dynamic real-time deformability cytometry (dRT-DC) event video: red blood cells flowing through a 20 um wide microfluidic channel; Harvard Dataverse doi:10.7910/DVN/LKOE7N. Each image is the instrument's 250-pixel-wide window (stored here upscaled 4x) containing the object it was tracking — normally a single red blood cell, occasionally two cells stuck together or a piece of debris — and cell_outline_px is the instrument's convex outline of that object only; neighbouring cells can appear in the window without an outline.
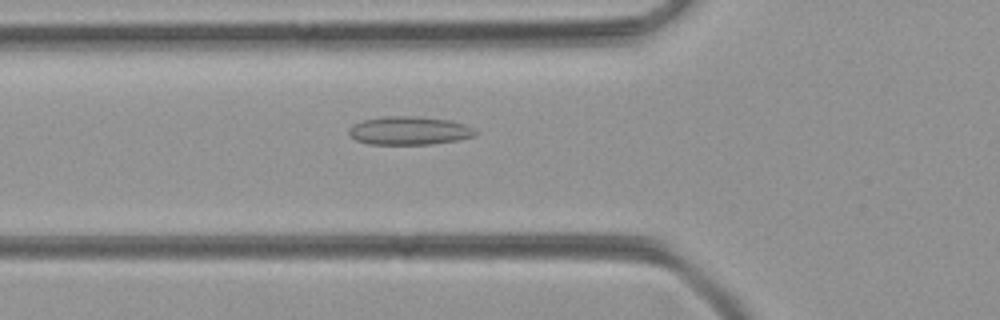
{"species": "common noctule bat (a hibernating species)", "species_latin": "Nyctalus noctula", "temperature_condition": "room temperature", "stored_images_in_passage": 48, "camera_frame_rate_fps": 3000, "um_per_image_px": 0.085, "animal": {"sex": "female", "body_mass_g": 21.9}, "frame": {"image": 1, "passage_image": 16, "time_ms": 5.0, "image_size_px": [1000, 320], "cell_outline_px": [[476, 136], [456, 140], [432, 144], [368, 144], [356, 140], [348, 136], [348, 128], [352, 124], [360, 120], [384, 116], [416, 116], [448, 120], [464, 124], [476, 128]], "centroid_in_image_um": [34.73, 11.1], "position_along_channel_um": 91.1, "area_um2": 21.15}}
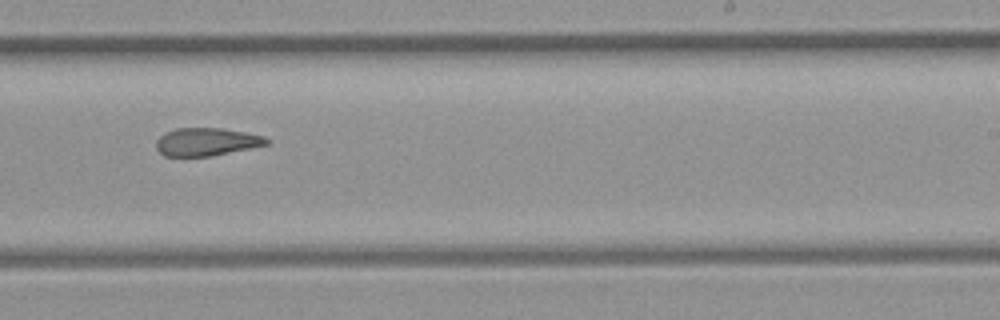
{"frame": {"image": 2, "passage_image": 29, "time_ms": 9.333, "image_size_px": [1000, 320], "cell_outline_px": [[272, 140], [268, 144], [252, 148], [212, 156], [164, 156], [156, 148], [156, 140], [164, 132], [176, 128], [220, 128], [244, 132], [264, 136]], "centroid_in_image_um": [17.56, 12.05], "position_along_channel_um": 271.4, "area_um2": 18.09}}
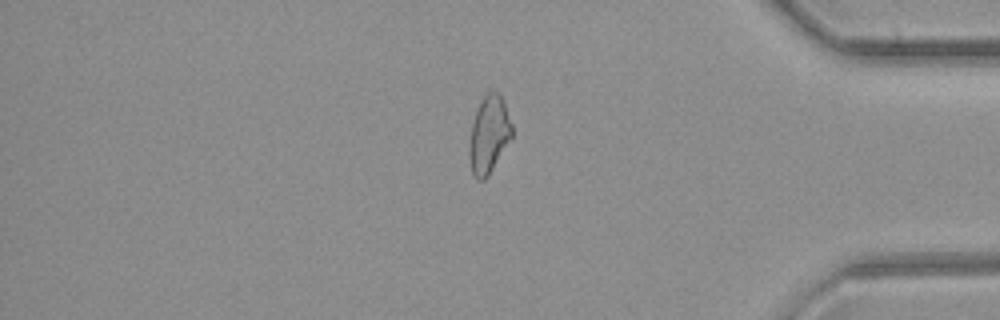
{"frame": {"image": 3, "passage_image": 40, "time_ms": 13.0, "image_size_px": [1000, 320], "cell_outline_px": [[512, 140], [488, 176], [484, 180], [476, 180], [472, 172], [468, 156], [468, 148], [472, 124], [476, 112], [484, 96], [492, 88], [504, 100], [512, 124]], "centroid_in_image_um": [41.57, 11.48], "position_along_channel_um": 393.6, "area_um2": 19.48}}